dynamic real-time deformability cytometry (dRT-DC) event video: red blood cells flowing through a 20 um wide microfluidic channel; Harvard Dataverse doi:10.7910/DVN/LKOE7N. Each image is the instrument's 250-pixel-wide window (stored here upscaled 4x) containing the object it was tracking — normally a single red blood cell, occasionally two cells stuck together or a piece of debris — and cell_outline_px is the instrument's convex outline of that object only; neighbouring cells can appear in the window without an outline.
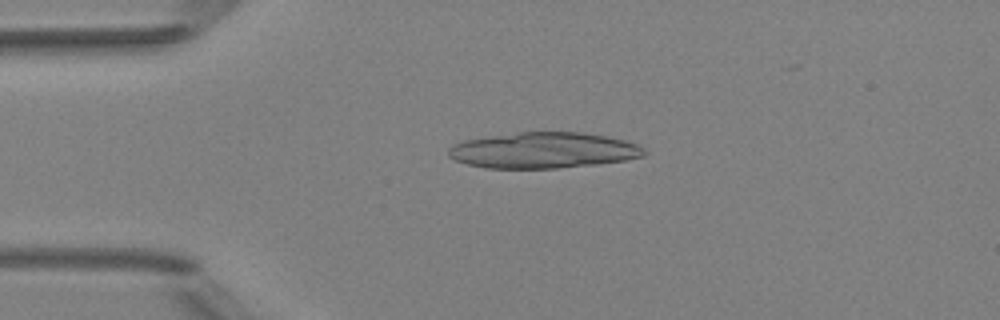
{"species": "Egyptian fruit bat (a non-hibernating species)", "species_latin": "Rousettus aegyptiacus", "temperature_condition": "room temperature", "stored_images_in_passage": 3, "camera_frame_rate_fps": 3000, "um_per_image_px": 0.085, "animal": {"sex": "female"}, "frame": {"image": 1, "passage_image": 1, "time_ms": 0.0, "image_size_px": [1000, 320], "cell_outline_px": [[648, 152], [644, 156], [624, 160], [596, 164], [556, 168], [484, 168], [468, 164], [456, 160], [448, 156], [448, 148], [464, 140], [520, 132], [584, 132], [608, 136], [624, 140], [636, 144], [644, 148]], "centroid_in_image_um": [46.22, 12.78], "position_along_channel_um": 38.8, "area_um2": 40.81}}